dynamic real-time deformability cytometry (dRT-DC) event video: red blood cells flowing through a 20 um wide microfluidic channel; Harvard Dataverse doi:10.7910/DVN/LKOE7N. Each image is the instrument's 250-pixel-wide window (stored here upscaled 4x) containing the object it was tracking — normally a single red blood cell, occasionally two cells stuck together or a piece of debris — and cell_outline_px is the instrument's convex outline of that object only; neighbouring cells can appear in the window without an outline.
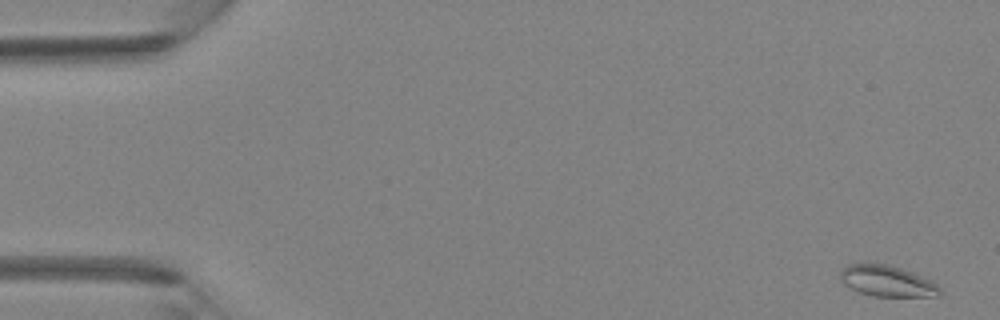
{"species": "Egyptian fruit bat (a non-hibernating species)", "species_latin": "Rousettus aegyptiacus", "temperature_condition": "room temperature", "stored_images_in_passage": 45, "segment_of_instrument_passage": [1, 2], "camera_frame_rate_fps": 3000, "um_per_image_px": 0.085, "animal": {"sex": "female"}, "frame": {"image": 1, "passage_image": 1, "time_ms": 0.0, "image_size_px": [1000, 320], "cell_outline_px": [[944, 292], [940, 296], [872, 296], [860, 292], [844, 284], [840, 280], [840, 272], [848, 264], [888, 264], [912, 272], [936, 284]], "centroid_in_image_um": [75.41, 23.9], "position_along_channel_um": 9.6, "area_um2": 17.74}}
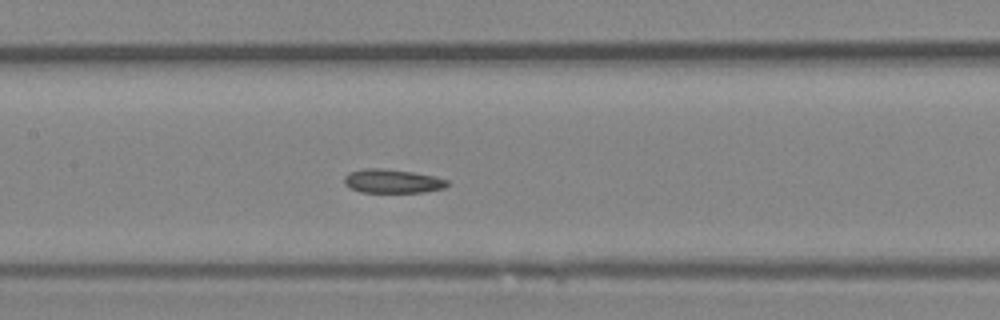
{"frame": {"image": 2, "passage_image": 21, "time_ms": 6.667, "image_size_px": [1000, 320], "cell_outline_px": [[448, 184], [444, 188], [424, 192], [360, 192], [344, 184], [344, 176], [348, 172], [364, 168], [380, 168], [412, 172], [432, 176], [448, 180]], "centroid_in_image_um": [33.31, 15.39], "position_along_channel_um": 174.1, "area_um2": 14.22}}
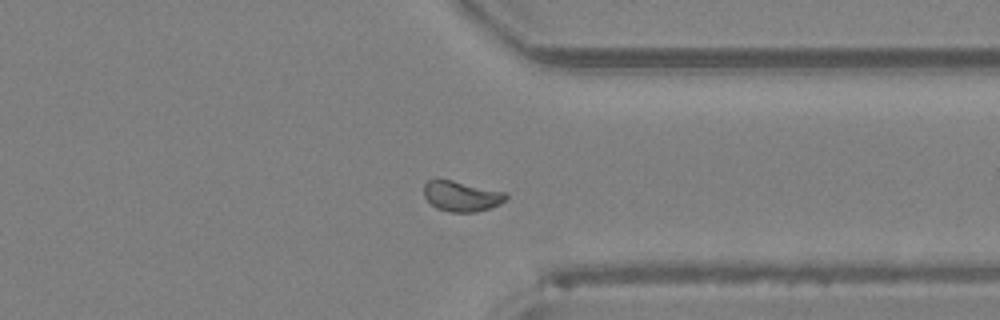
{"frame": {"image": 3, "passage_image": 34, "time_ms": 11.0, "image_size_px": [1000, 320], "cell_outline_px": [[508, 196], [500, 204], [476, 212], [452, 212], [436, 208], [424, 196], [424, 184], [428, 180], [436, 176], [508, 192]], "centroid_in_image_um": [39.21, 16.63], "position_along_channel_um": 372.2, "area_um2": 14.91}}